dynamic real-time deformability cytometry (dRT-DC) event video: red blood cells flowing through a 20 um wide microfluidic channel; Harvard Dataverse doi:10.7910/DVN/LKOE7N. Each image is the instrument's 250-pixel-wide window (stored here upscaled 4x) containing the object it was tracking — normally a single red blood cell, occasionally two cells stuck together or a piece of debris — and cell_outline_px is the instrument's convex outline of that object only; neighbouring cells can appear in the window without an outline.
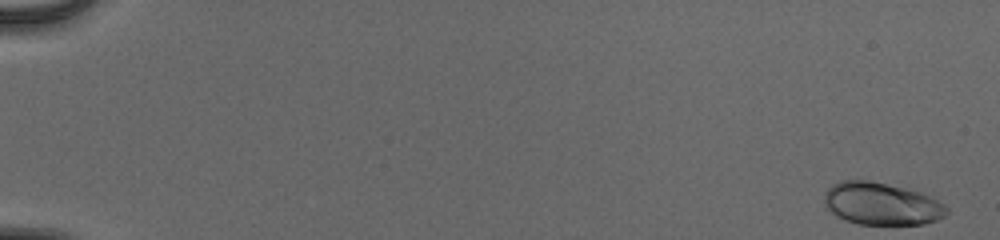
{"species": "human", "species_latin": "Homo sapiens", "temperature_condition": "cold", "stored_images_in_passage": 54, "camera_frame_rate_fps": 3000, "um_per_image_px": 0.085, "donor": {"sex": "male"}, "frame": {"image": 1, "passage_image": 1, "time_ms": 0.0, "image_size_px": [1000, 240], "cell_outline_px": [[948, 212], [944, 216], [936, 220], [924, 224], [860, 224], [844, 220], [836, 216], [824, 204], [824, 192], [832, 184], [840, 180], [868, 180], [920, 192], [944, 204], [948, 208]], "centroid_in_image_um": [74.89, 17.32], "position_along_channel_um": 10.1, "area_um2": 30.11}}
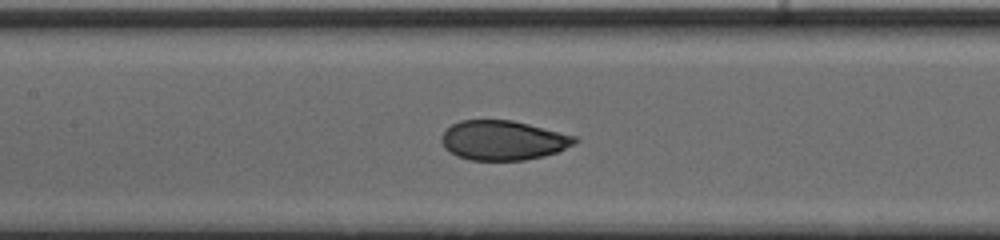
{"frame": {"image": 2, "passage_image": 28, "time_ms": 9.0, "image_size_px": [1000, 240], "cell_outline_px": [[580, 140], [576, 144], [556, 152], [544, 156], [524, 160], [472, 160], [456, 156], [444, 148], [440, 140], [440, 136], [452, 124], [460, 120], [512, 120], [576, 136]], "centroid_in_image_um": [42.75, 11.93], "position_along_channel_um": 164.6, "area_um2": 30.81}}
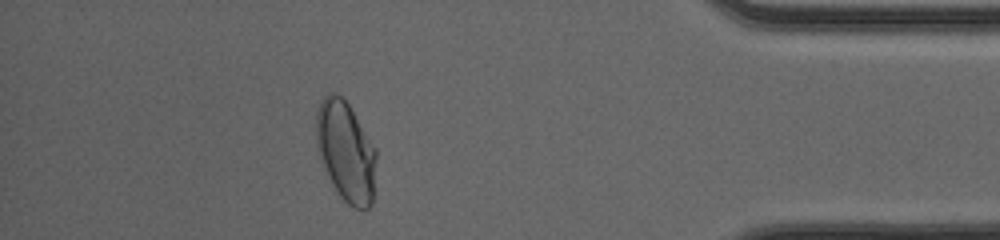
{"frame": {"image": 3, "passage_image": 49, "time_ms": 16.0, "image_size_px": [1000, 240], "cell_outline_px": [[376, 160], [372, 204], [364, 212], [352, 208], [340, 196], [332, 184], [320, 160], [316, 140], [316, 112], [320, 100], [328, 92], [336, 92], [348, 104], [376, 148]], "centroid_in_image_um": [29.39, 12.89], "position_along_channel_um": 405.8, "area_um2": 35.32}, "authors_computed_cell_mechanics": {"area_um2": 30.8941, "velocity_mm_per_s": 3.9278, "shape_relaxation_time_tau1_ms": 3.8745, "shape_relaxation_time_tau2_ms": null, "deformation_change_tau1": 0.1485, "deformation_change_tau2": null}}